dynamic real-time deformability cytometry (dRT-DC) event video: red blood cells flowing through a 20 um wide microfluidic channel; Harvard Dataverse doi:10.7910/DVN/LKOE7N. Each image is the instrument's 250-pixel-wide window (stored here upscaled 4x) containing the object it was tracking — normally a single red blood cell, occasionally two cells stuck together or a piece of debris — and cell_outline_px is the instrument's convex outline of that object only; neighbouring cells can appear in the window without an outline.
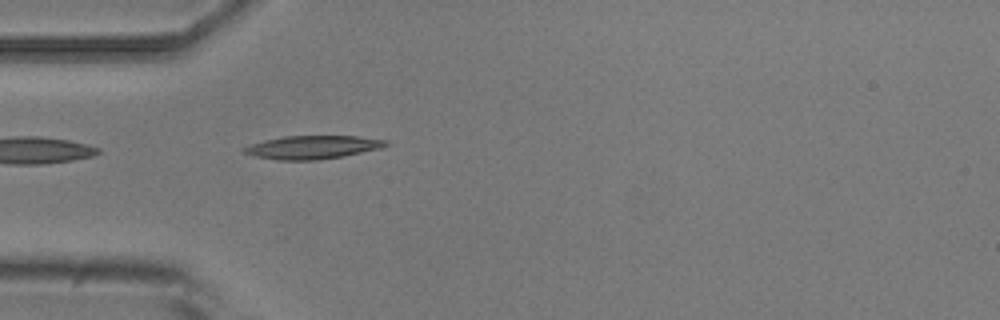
{"species": "common noctule bat (a hibernating species)", "species_latin": "Nyctalus noctula", "temperature_condition": "room temperature", "stored_images_in_passage": 1, "camera_frame_rate_fps": 3000, "um_per_image_px": 0.085, "animal": {"sex": "male", "body_mass_g": 20.5, "forearm_length_mm": 52.5}, "frame": {"image": 1, "passage_image": 1, "time_ms": 0.0, "image_size_px": [1000, 320], "cell_outline_px": [[388, 144], [380, 148], [344, 156], [316, 160], [280, 160], [256, 156], [244, 152], [240, 148], [264, 140], [284, 136], [356, 136], [388, 140]], "centroid_in_image_um": [26.57, 12.51], "position_along_channel_um": 58.4, "area_um2": 19.07}}